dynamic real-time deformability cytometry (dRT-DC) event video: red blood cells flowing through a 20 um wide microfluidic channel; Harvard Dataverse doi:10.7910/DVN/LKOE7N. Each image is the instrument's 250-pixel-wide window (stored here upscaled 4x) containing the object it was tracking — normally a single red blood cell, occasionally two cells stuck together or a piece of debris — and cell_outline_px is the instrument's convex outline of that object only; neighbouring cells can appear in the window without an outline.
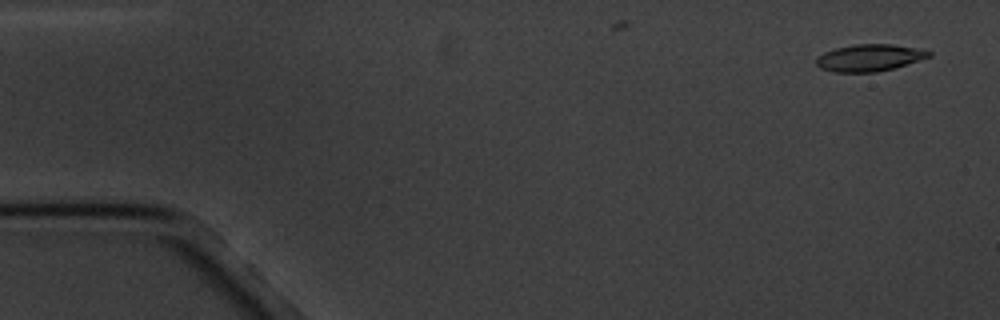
{"species": "common noctule bat (a hibernating species)", "species_latin": "Nyctalus noctula", "temperature_condition": "cold", "stored_images_in_passage": 4, "camera_frame_rate_fps": 3000, "um_per_image_px": 0.085, "animal": {"sex": "male", "body_mass_g": 20.1, "forearm_length_mm": 53.5}, "frame": {"image": 1, "passage_image": 1, "time_ms": 0.0, "image_size_px": [1000, 320], "cell_outline_px": [[932, 56], [892, 68], [876, 72], [832, 72], [820, 68], [816, 64], [816, 56], [824, 52], [836, 48], [856, 44], [892, 44], [932, 52]], "centroid_in_image_um": [73.83, 4.91], "position_along_channel_um": 11.2, "area_um2": 17.46}}
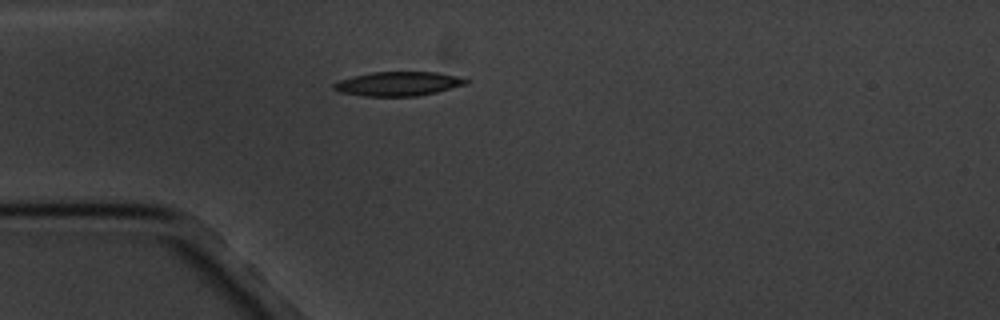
{"frame": {"image": 2, "passage_image": 4, "time_ms": 4.333, "image_size_px": [1000, 320], "cell_outline_px": [[468, 84], [436, 92], [416, 96], [364, 96], [340, 92], [332, 88], [332, 84], [340, 80], [352, 76], [372, 72], [436, 72], [460, 76], [468, 80]], "centroid_in_image_um": [33.85, 7.11], "position_along_channel_um": 51.1, "area_um2": 18.67}}